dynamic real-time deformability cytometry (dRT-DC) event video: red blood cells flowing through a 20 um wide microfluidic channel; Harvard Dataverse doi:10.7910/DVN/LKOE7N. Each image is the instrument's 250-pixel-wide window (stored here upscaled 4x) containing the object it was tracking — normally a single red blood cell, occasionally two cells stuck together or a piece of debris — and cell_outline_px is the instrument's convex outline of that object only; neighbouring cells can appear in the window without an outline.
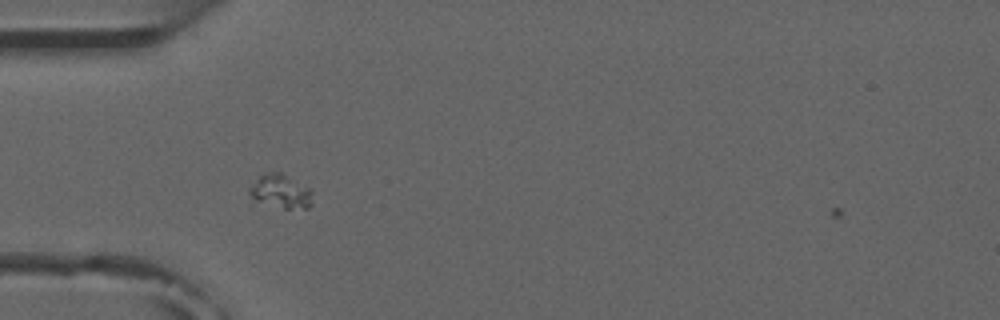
{"species": "common noctule bat (a hibernating species)", "species_latin": "Nyctalus noctula", "temperature_condition": "room temperature", "stored_images_in_passage": 2, "camera_frame_rate_fps": 3000, "um_per_image_px": 0.085, "animal": {"sex": "male", "forearm_length_mm": 52.5}, "frame": {"image": 1, "passage_image": 1, "time_ms": 0.0, "image_size_px": [1000, 320], "cell_outline_px": [[312, 204], [308, 208], [284, 208], [256, 200], [248, 196], [248, 188], [264, 172], [280, 172], [312, 188]], "centroid_in_image_um": [23.88, 16.25], "position_along_channel_um": 61.1, "area_um2": 12.43}}
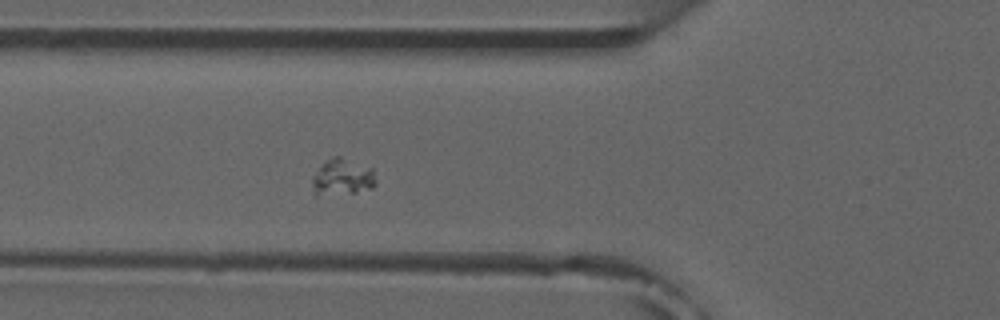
{"frame": {"image": 2, "passage_image": 2, "time_ms": 1.0, "image_size_px": [1000, 320], "cell_outline_px": [[376, 184], [372, 188], [356, 192], [316, 196], [312, 184], [312, 176], [332, 156], [340, 156], [372, 168], [376, 180]], "centroid_in_image_um": [29.11, 15.07], "position_along_channel_um": 96.7, "area_um2": 13.41}}